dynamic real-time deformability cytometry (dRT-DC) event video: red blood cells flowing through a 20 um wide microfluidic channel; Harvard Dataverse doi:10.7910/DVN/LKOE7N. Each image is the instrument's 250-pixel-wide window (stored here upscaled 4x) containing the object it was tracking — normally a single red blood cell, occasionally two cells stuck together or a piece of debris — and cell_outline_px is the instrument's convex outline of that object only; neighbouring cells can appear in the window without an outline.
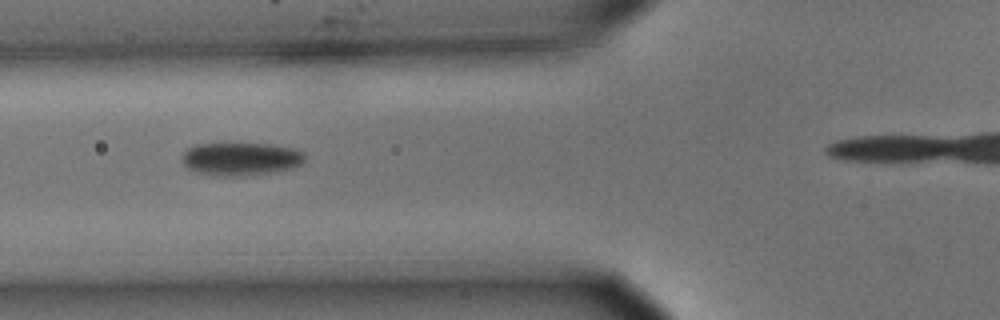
{"species": "common noctule bat (a hibernating species)", "species_latin": "Nyctalus noctula", "temperature_condition": "cold", "stored_images_in_passage": 16, "camera_frame_rate_fps": 3000, "um_per_image_px": 0.085, "animal": {"sex": "male", "body_mass_g": 15.6}, "frame": {"image": 1, "passage_image": 5, "time_ms": 1.333, "image_size_px": [1000, 320], "cell_outline_px": [[304, 160], [300, 164], [292, 168], [276, 172], [244, 176], [208, 176], [196, 172], [188, 168], [180, 160], [180, 156], [188, 148], [196, 144], [272, 144], [292, 148], [304, 152]], "centroid_in_image_um": [20.43, 13.52], "position_along_channel_um": 105.4, "area_um2": 23.93}}
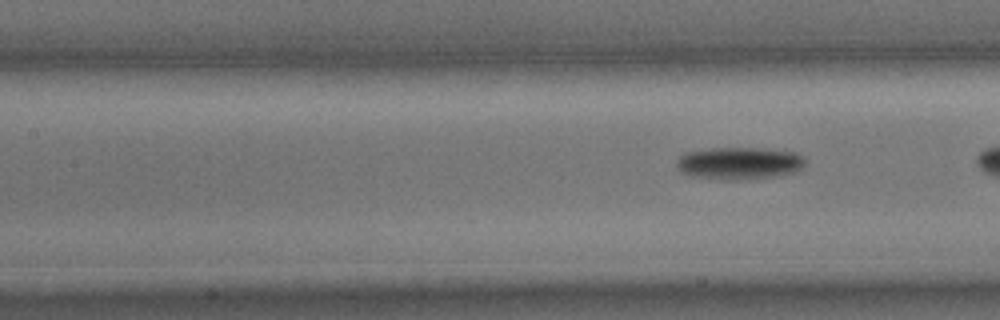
{"frame": {"image": 2, "passage_image": 7, "time_ms": 2.0, "image_size_px": [1000, 320], "cell_outline_px": [[804, 164], [800, 168], [792, 172], [772, 176], [736, 180], [724, 180], [692, 176], [680, 172], [676, 164], [676, 160], [684, 152], [712, 148], [760, 148], [796, 152], [804, 156]], "centroid_in_image_um": [62.78, 13.86], "position_along_channel_um": 144.6, "area_um2": 24.16}}
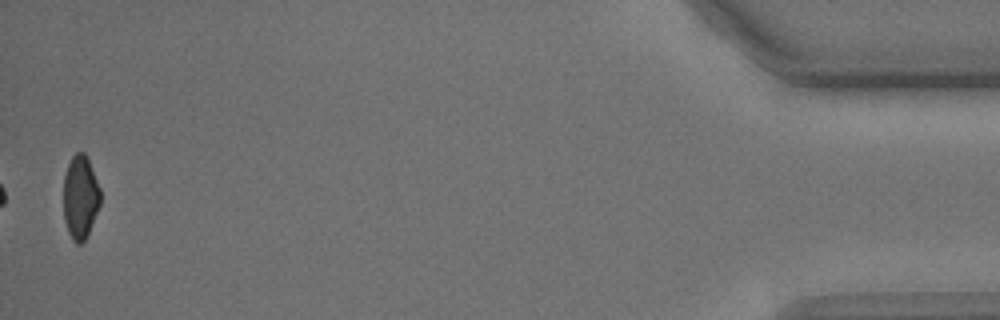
{"frame": {"image": 3, "passage_image": 16, "time_ms": 5.0, "image_size_px": [1000, 320], "cell_outline_px": [[100, 204], [88, 232], [84, 240], [80, 244], [76, 244], [72, 240], [68, 232], [64, 220], [64, 176], [68, 164], [72, 156], [76, 152], [84, 152], [88, 160], [100, 188]], "centroid_in_image_um": [6.81, 16.76], "position_along_channel_um": 428.4, "area_um2": 17.74}}